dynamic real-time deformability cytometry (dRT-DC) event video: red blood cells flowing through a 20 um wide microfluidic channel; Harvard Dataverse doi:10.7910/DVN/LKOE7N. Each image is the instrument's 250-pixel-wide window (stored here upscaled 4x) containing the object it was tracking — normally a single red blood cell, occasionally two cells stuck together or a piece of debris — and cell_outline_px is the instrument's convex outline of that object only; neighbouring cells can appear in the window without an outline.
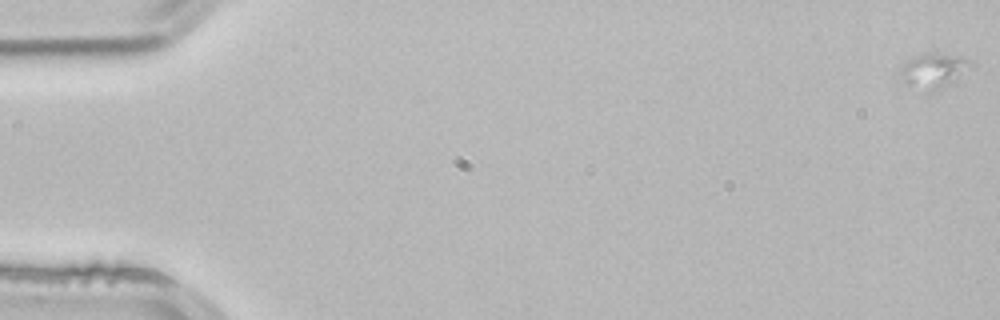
{"species": "common noctule bat (a hibernating species)", "species_latin": "Nyctalus noctula", "temperature_condition": "room temperature", "stored_images_in_passage": 2, "camera_frame_rate_fps": 3000, "um_per_image_px": 0.085, "animal": {"sex": "male", "body_mass_g": 21.5, "forearm_length_mm": 52.0}, "frame": {"image": 1, "passage_image": 1, "time_ms": 0.0, "image_size_px": [1000, 320], "cell_outline_px": [[972, 64], [936, 88], [932, 88], [908, 84], [904, 80], [900, 72], [900, 68], [912, 56], [936, 48], [960, 56], [968, 60]], "centroid_in_image_um": [79.28, 5.79], "position_along_channel_um": 5.7, "area_um2": 13.24}}